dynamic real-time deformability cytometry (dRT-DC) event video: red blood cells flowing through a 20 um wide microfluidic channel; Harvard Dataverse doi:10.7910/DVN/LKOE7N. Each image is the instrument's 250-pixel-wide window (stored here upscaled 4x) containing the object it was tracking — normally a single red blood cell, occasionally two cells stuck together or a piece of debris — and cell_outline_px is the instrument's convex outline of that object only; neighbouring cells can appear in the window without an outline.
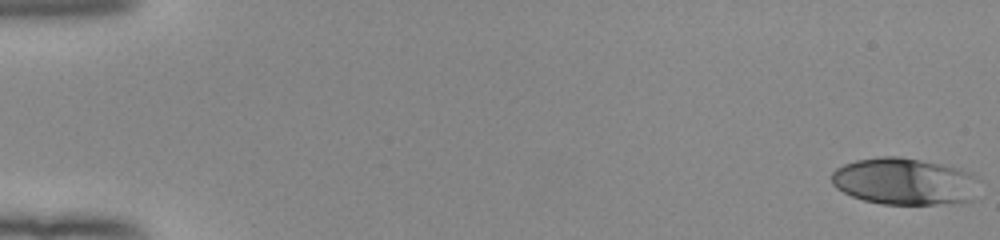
{"species": "human", "species_latin": "Homo sapiens", "temperature_condition": "room temperature", "stored_images_in_passage": 53, "camera_frame_rate_fps": 3000, "um_per_image_px": 0.085, "donor": {"sex": "female"}, "frame": {"image": 1, "passage_image": 1, "time_ms": 0.0, "image_size_px": [1000, 240], "cell_outline_px": [[980, 180], [972, 200], [932, 204], [880, 204], [864, 200], [852, 196], [836, 188], [832, 184], [832, 172], [836, 168], [844, 164], [856, 160], [880, 156], [900, 156], [960, 168], [972, 172], [980, 176]], "centroid_in_image_um": [76.9, 15.41], "position_along_channel_um": 8.1, "area_um2": 40.58}}
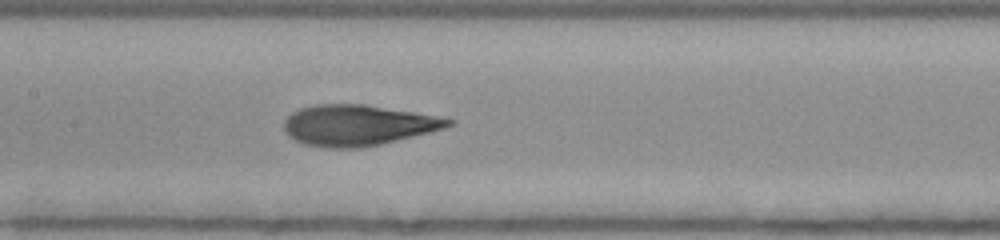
{"frame": {"image": 2, "passage_image": 27, "time_ms": 8.667, "image_size_px": [1000, 240], "cell_outline_px": [[456, 124], [444, 128], [364, 148], [328, 148], [304, 144], [288, 136], [284, 132], [284, 120], [292, 112], [300, 108], [316, 104], [364, 104], [436, 116], [456, 120]], "centroid_in_image_um": [30.38, 10.64], "position_along_channel_um": 177.0, "area_um2": 38.9}}
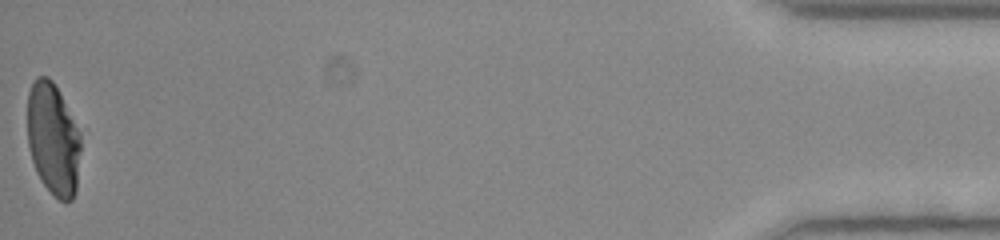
{"frame": {"image": 3, "passage_image": 53, "time_ms": 17.333, "image_size_px": [1000, 240], "cell_outline_px": [[80, 152], [76, 192], [72, 200], [64, 204], [40, 180], [36, 172], [28, 148], [28, 92], [36, 76], [48, 76], [52, 80], [80, 132]], "centroid_in_image_um": [4.51, 11.85], "position_along_channel_um": 430.7, "area_um2": 34.8}, "authors_computed_cell_mechanics": {"area_um2": 38.3214, "velocity_mm_per_s": 3.9535, "shape_relaxation_time_tau1_ms": 6.0375, "shape_relaxation_time_tau2_ms": 1.1882, "deformation_change_tau1": 0.2397, "deformation_change_tau2": 0.0857}}